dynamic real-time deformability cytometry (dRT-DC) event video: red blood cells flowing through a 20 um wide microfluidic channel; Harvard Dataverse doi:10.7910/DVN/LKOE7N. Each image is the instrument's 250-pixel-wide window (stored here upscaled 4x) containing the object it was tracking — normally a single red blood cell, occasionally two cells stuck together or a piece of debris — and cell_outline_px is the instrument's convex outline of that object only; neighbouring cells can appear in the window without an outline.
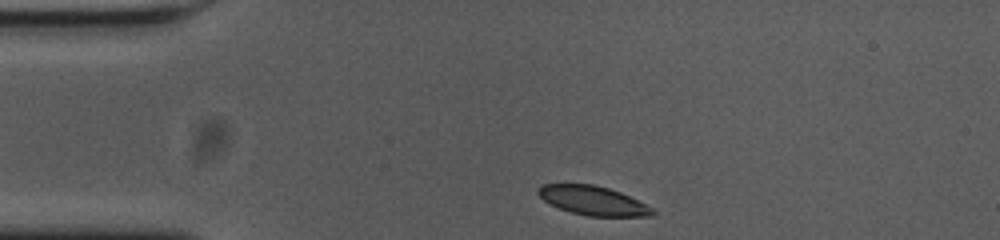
{"species": "common noctule bat (a hibernating species)", "species_latin": "Nyctalus noctula", "temperature_condition": "cold", "stored_images_in_passage": 36, "camera_frame_rate_fps": 3000, "um_per_image_px": 0.085, "animal": {"sex": "female", "body_mass_g": 23.0, "forearm_length_mm": 53.4}, "frame": {"image": 1, "passage_image": 1, "time_ms": 0.0, "image_size_px": [1000, 240], "cell_outline_px": [[656, 212], [652, 216], [588, 216], [572, 212], [560, 208], [544, 200], [536, 192], [536, 188], [544, 184], [596, 184], [620, 192], [652, 208]], "centroid_in_image_um": [50.39, 17.04], "position_along_channel_um": 34.6, "area_um2": 19.13}}
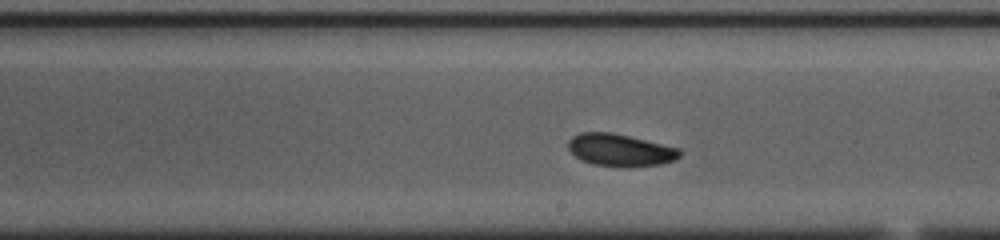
{"frame": {"image": 2, "passage_image": 21, "time_ms": 6.667, "image_size_px": [1000, 240], "cell_outline_px": [[680, 156], [676, 160], [660, 164], [628, 168], [592, 164], [580, 160], [568, 148], [568, 140], [572, 136], [580, 132], [612, 132], [680, 148]], "centroid_in_image_um": [52.71, 12.76], "position_along_channel_um": 236.3, "area_um2": 21.21}}
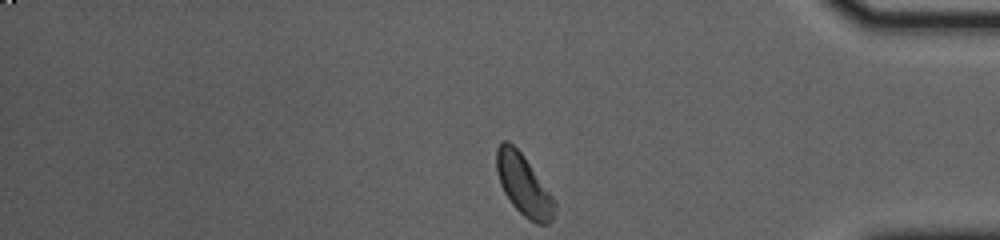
{"frame": {"image": 3, "passage_image": 36, "time_ms": 11.667, "image_size_px": [1000, 240], "cell_outline_px": [[556, 208], [552, 220], [548, 224], [536, 224], [528, 220], [512, 204], [504, 192], [500, 184], [496, 172], [496, 148], [504, 140], [508, 140], [524, 156], [552, 196], [556, 204]], "centroid_in_image_um": [44.5, 15.74], "position_along_channel_um": 390.7, "area_um2": 20.52}, "authors_computed_cell_mechanics": {"area_um2": 20.6635, "velocity_mm_per_s": 3.6059, "shape_relaxation_time_tau1_ms": 8.7682, "shape_relaxation_time_tau2_ms": 3.2144, "deformation_change_tau1": 0.1676, "deformation_change_tau2": 0.0581}}